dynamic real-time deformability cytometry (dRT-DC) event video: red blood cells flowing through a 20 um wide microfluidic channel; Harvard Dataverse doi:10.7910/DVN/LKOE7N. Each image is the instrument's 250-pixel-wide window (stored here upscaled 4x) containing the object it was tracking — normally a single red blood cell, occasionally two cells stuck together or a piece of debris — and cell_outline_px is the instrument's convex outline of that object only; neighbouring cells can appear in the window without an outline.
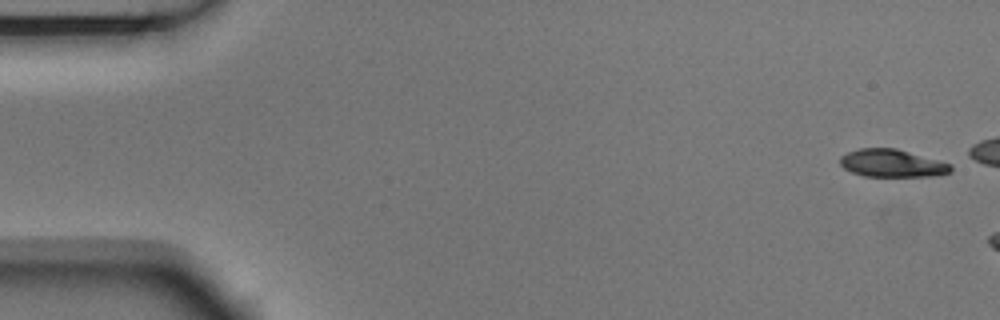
{"species": "Egyptian fruit bat (a non-hibernating species)", "species_latin": "Rousettus aegyptiacus", "temperature_condition": "room temperature", "stored_images_in_passage": 3, "camera_frame_rate_fps": 3000, "um_per_image_px": 0.085, "animal": {"sex": "male"}, "frame": {"image": 1, "passage_image": 1, "time_ms": 0.0, "image_size_px": [1000, 320], "cell_outline_px": [[952, 172], [936, 176], [864, 176], [852, 172], [844, 168], [840, 164], [840, 156], [848, 152], [860, 148], [896, 148], [940, 160], [952, 164]], "centroid_in_image_um": [75.86, 13.87], "position_along_channel_um": 9.1, "area_um2": 17.98}}